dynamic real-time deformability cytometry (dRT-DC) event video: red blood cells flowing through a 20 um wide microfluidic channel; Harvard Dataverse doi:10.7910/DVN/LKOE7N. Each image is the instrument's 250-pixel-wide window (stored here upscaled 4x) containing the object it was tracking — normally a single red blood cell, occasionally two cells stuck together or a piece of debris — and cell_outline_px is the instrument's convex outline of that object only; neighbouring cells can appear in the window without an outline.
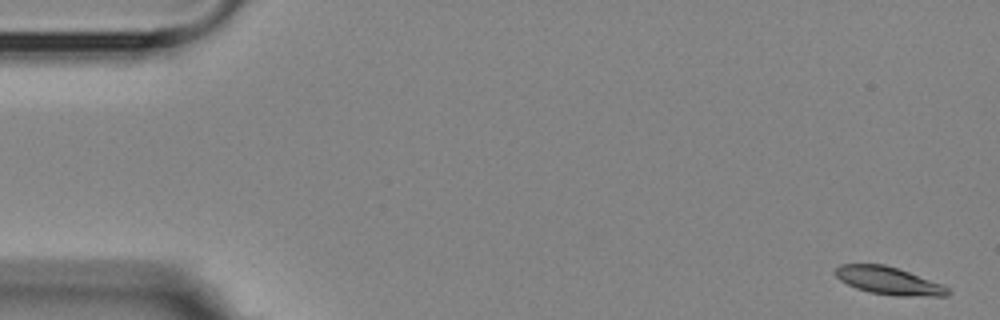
{"species": "Egyptian fruit bat (a non-hibernating species)", "species_latin": "Rousettus aegyptiacus", "temperature_condition": "room temperature", "stored_images_in_passage": 5, "camera_frame_rate_fps": 3000, "um_per_image_px": 0.085, "animal": {"sex": "female"}, "frame": {"image": 1, "passage_image": 1, "time_ms": 0.0, "image_size_px": [1000, 320], "cell_outline_px": [[952, 292], [948, 296], [896, 296], [868, 292], [856, 288], [840, 280], [832, 272], [840, 264], [884, 264], [944, 284]], "centroid_in_image_um": [75.55, 23.87], "position_along_channel_um": 9.4, "area_um2": 18.26}}
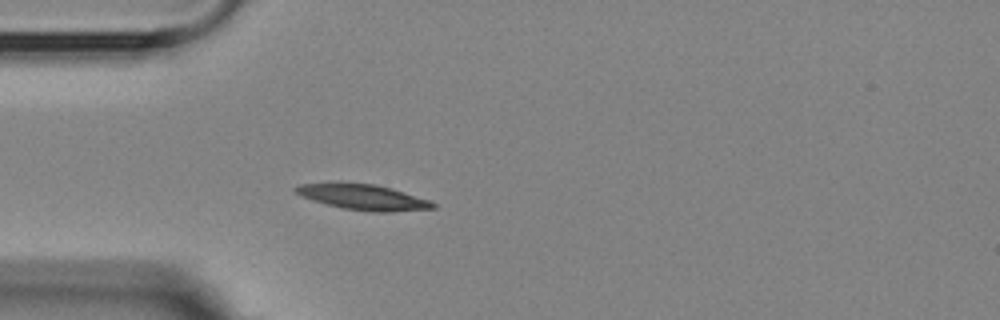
{"frame": {"image": 2, "passage_image": 5, "time_ms": 4.667, "image_size_px": [1000, 320], "cell_outline_px": [[436, 208], [392, 212], [372, 212], [340, 208], [312, 200], [300, 196], [292, 192], [292, 188], [300, 184], [336, 180], [340, 180], [376, 184], [392, 188], [428, 200], [436, 204]], "centroid_in_image_um": [30.74, 16.71], "position_along_channel_um": 54.3, "area_um2": 21.33}}